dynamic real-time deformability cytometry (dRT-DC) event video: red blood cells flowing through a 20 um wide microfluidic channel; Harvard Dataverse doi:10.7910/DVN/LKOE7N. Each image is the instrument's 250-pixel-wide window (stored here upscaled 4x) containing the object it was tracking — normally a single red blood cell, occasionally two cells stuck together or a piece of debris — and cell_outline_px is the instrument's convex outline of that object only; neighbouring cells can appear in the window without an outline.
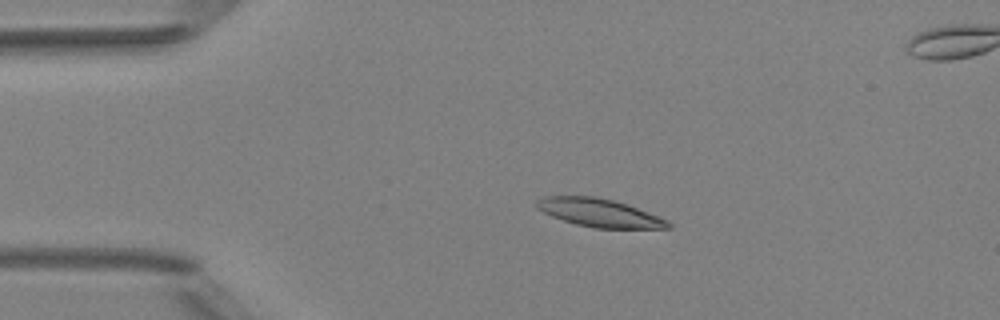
{"species": "Egyptian fruit bat (a non-hibernating species)", "species_latin": "Rousettus aegyptiacus", "temperature_condition": "room temperature", "stored_images_in_passage": 5, "camera_frame_rate_fps": 3000, "um_per_image_px": 0.085, "animal": {"sex": "female"}, "frame": {"image": 1, "passage_image": 4, "time_ms": 3.333, "image_size_px": [1000, 320], "cell_outline_px": [[672, 228], [592, 228], [576, 224], [552, 216], [536, 208], [536, 200], [544, 196], [596, 196], [612, 200], [636, 208], [668, 220], [672, 224]], "centroid_in_image_um": [50.92, 18.09], "position_along_channel_um": 34.1, "area_um2": 21.33}}